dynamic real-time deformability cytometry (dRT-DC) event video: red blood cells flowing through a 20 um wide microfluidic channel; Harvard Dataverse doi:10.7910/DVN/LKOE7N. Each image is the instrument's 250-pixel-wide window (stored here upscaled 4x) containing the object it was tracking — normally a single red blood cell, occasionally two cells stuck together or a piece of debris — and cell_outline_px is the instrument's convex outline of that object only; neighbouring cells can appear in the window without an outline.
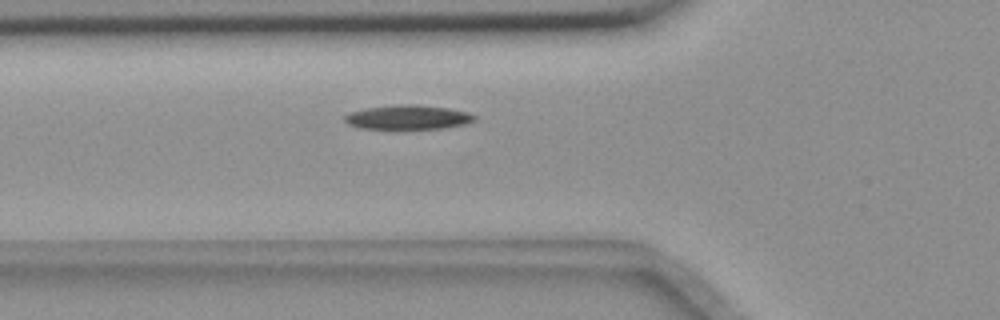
{"species": "common noctule bat (a hibernating species)", "species_latin": "Nyctalus noctula", "temperature_condition": "room temperature", "stored_images_in_passage": 41, "camera_frame_rate_fps": 3000, "um_per_image_px": 0.085, "animal": {"sex": "female", "body_mass_g": 18.4}, "frame": {"image": 1, "passage_image": 9, "time_ms": 2.667, "image_size_px": [1000, 320], "cell_outline_px": [[476, 120], [468, 124], [448, 128], [404, 132], [392, 132], [360, 128], [348, 124], [344, 120], [344, 116], [348, 112], [368, 108], [396, 104], [416, 104], [448, 108], [468, 112], [476, 116]], "centroid_in_image_um": [34.68, 10.03], "position_along_channel_um": 91.1, "area_um2": 19.88}}
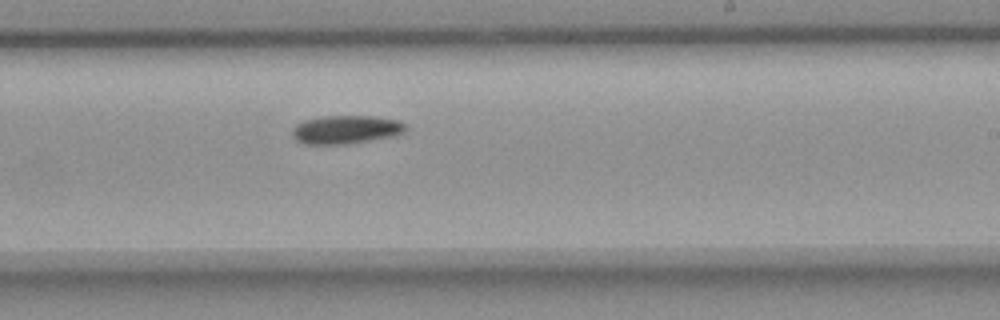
{"frame": {"image": 2, "passage_image": 23, "time_ms": 7.333, "image_size_px": [1000, 320], "cell_outline_px": [[408, 128], [404, 132], [396, 136], [348, 144], [304, 144], [296, 140], [292, 136], [292, 128], [296, 124], [304, 120], [324, 116], [372, 116], [396, 120], [404, 124]], "centroid_in_image_um": [29.39, 11.02], "position_along_channel_um": 259.6, "area_um2": 18.9}}
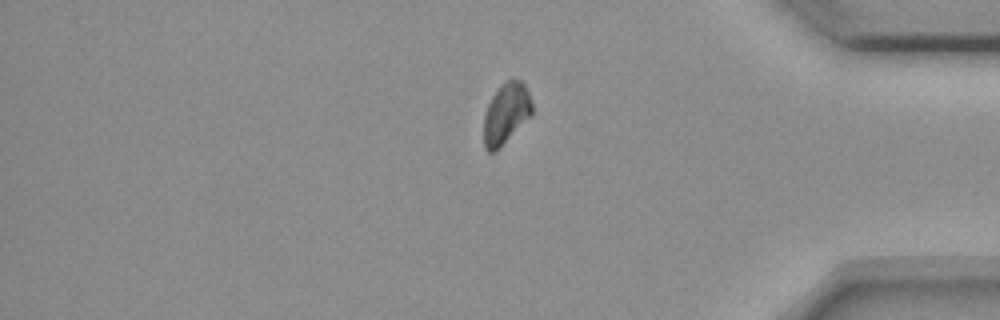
{"frame": {"image": 3, "passage_image": 36, "time_ms": 11.667, "image_size_px": [1000, 320], "cell_outline_px": [[532, 116], [492, 152], [488, 152], [484, 148], [484, 116], [488, 104], [492, 96], [500, 84], [512, 76], [520, 80], [524, 84], [528, 92], [532, 104]], "centroid_in_image_um": [43.02, 9.57], "position_along_channel_um": 392.2, "area_um2": 16.99}, "authors_computed_cell_mechanics": {"area_um2": 18.6116, "velocity_mm_per_s": 3.6215, "shape_relaxation_time_tau1_ms": 5.6886, "shape_relaxation_time_tau2_ms": null, "deformation_change_tau1": 0.1183, "deformation_change_tau2": null}}